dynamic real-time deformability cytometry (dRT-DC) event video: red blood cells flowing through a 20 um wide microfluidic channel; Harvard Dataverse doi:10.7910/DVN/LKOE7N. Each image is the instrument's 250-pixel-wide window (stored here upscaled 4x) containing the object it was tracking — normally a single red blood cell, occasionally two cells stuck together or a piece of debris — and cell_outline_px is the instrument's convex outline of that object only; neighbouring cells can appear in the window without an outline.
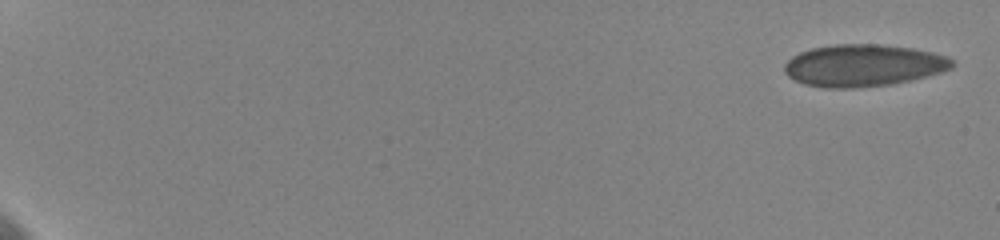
{"species": "human", "species_latin": "Homo sapiens", "temperature_condition": "cold", "stored_images_in_passage": 24, "camera_frame_rate_fps": 3000, "um_per_image_px": 0.085, "donor": {"sex": "female"}, "frame": {"image": 1, "passage_image": 1, "time_ms": 0.0, "image_size_px": [1000, 240], "cell_outline_px": [[956, 64], [952, 68], [940, 72], [892, 84], [856, 88], [824, 88], [804, 84], [788, 76], [784, 72], [784, 64], [792, 56], [800, 52], [812, 48], [836, 44], [880, 44], [912, 48], [932, 52], [948, 56]], "centroid_in_image_um": [73.37, 5.56], "position_along_channel_um": 11.6, "area_um2": 41.1}}
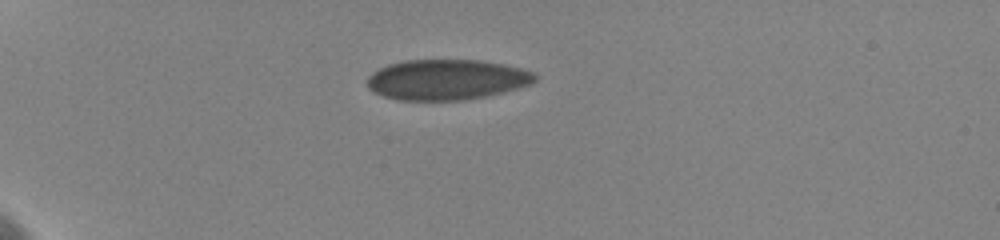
{"frame": {"image": 2, "passage_image": 12, "time_ms": 5.333, "image_size_px": [1000, 240], "cell_outline_px": [[536, 80], [532, 84], [520, 88], [484, 96], [460, 100], [396, 100], [372, 92], [368, 88], [368, 76], [372, 72], [388, 64], [404, 60], [480, 60], [504, 64], [520, 68], [532, 72], [536, 76]], "centroid_in_image_um": [37.95, 6.76], "position_along_channel_um": 47.0, "area_um2": 39.54}}